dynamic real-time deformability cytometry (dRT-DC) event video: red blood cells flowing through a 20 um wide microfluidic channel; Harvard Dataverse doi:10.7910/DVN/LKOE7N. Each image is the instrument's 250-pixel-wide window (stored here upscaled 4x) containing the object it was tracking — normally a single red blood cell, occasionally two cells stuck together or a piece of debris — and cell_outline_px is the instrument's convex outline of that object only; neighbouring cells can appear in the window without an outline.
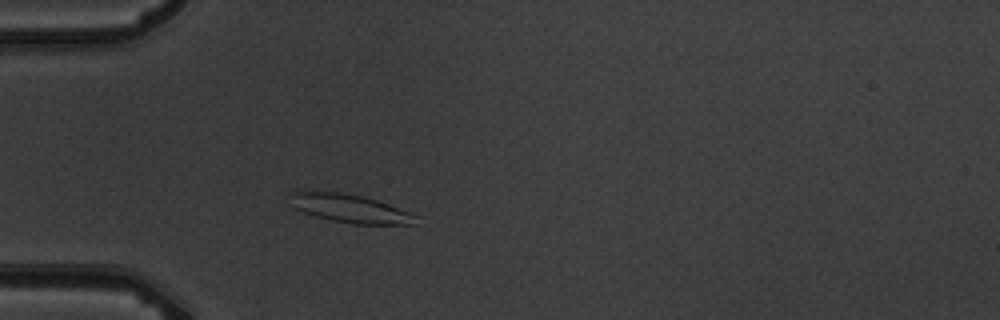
{"species": "common noctule bat (a hibernating species)", "species_latin": "Nyctalus noctula", "temperature_condition": "warm", "stored_images_in_passage": 1, "camera_frame_rate_fps": 3000, "um_per_image_px": 0.085, "animal": {"sex": "male", "body_mass_g": 19.5, "forearm_length_mm": 54.6}, "frame": {"image": 1, "passage_image": 1, "time_ms": 0.0, "image_size_px": [1000, 320], "cell_outline_px": [[420, 216], [416, 224], [356, 224], [332, 220], [316, 216], [292, 208], [288, 204], [288, 192], [336, 192], [360, 196], [376, 200], [388, 204]], "centroid_in_image_um": [29.72, 17.73], "position_along_channel_um": 55.3, "area_um2": 20.69}}